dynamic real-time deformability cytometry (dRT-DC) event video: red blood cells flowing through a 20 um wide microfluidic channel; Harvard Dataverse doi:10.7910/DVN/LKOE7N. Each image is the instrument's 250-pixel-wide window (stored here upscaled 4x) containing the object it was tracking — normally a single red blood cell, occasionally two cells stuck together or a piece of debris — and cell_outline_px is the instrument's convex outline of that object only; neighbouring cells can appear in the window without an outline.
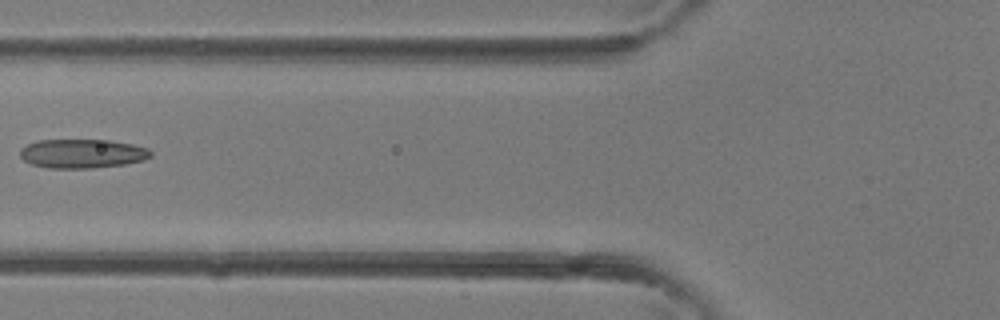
{"species": "common noctule bat (a hibernating species)", "species_latin": "Nyctalus noctula", "temperature_condition": "room temperature", "stored_images_in_passage": 3, "camera_frame_rate_fps": 3000, "um_per_image_px": 0.085, "animal": {"sex": "female"}, "frame": {"image": 1, "passage_image": 3, "time_ms": 0.667, "image_size_px": [1000, 320], "cell_outline_px": [[152, 156], [144, 160], [124, 164], [92, 168], [48, 168], [32, 164], [24, 160], [20, 156], [20, 148], [36, 140], [108, 140], [132, 144], [148, 148], [152, 152]], "centroid_in_image_um": [6.99, 13.05], "position_along_channel_um": 118.8, "area_um2": 22.14}}